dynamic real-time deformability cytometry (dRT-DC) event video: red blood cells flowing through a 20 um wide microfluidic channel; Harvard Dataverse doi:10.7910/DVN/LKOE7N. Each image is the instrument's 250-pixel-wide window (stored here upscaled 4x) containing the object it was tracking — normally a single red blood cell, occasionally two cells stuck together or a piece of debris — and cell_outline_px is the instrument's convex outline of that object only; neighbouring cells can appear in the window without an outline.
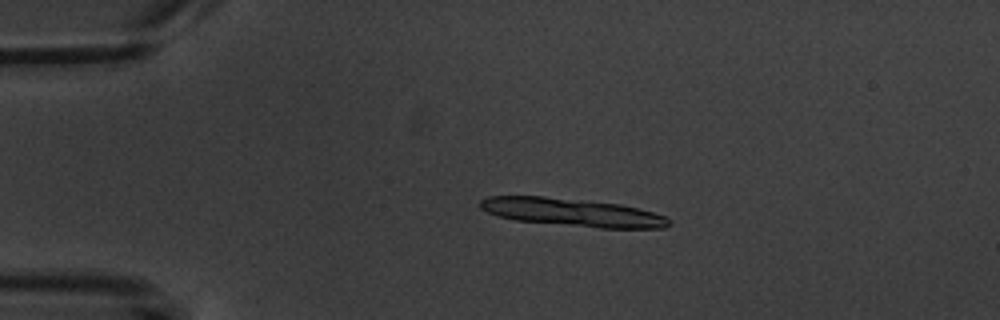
{"species": "common noctule bat (a hibernating species)", "species_latin": "Nyctalus noctula", "temperature_condition": "warm", "stored_images_in_passage": 8, "camera_frame_rate_fps": 3000, "um_per_image_px": 0.085, "animal": {"sex": "male", "body_mass_g": 20.1, "forearm_length_mm": 53.5}, "frame": {"image": 1, "passage_image": 2, "time_ms": 1.333, "image_size_px": [1000, 320], "cell_outline_px": [[672, 224], [664, 228], [600, 228], [516, 220], [500, 216], [488, 212], [480, 208], [480, 200], [488, 196], [544, 196], [620, 204], [668, 216], [672, 220]], "centroid_in_image_um": [48.7, 18.05], "position_along_channel_um": 36.3, "area_um2": 30.63}}
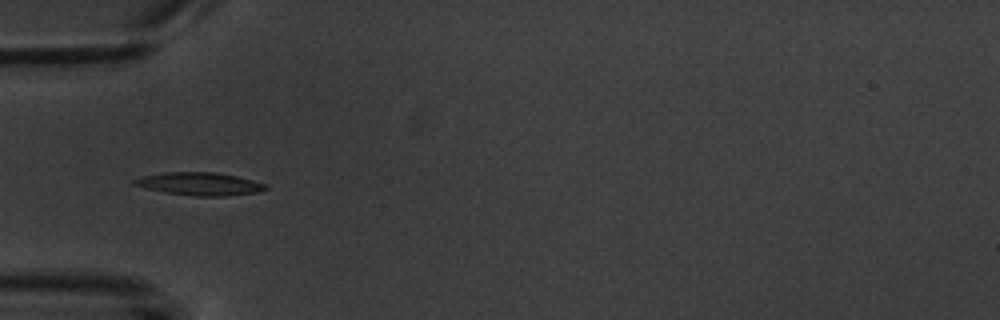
{"frame": {"image": 2, "passage_image": 4, "time_ms": 3.667, "image_size_px": [1000, 320], "cell_outline_px": [[268, 188], [256, 192], [224, 196], [192, 196], [164, 192], [132, 184], [132, 180], [144, 176], [164, 172], [216, 172], [236, 176], [268, 184]], "centroid_in_image_um": [16.98, 15.62], "position_along_channel_um": 68.0, "area_um2": 17.4}}
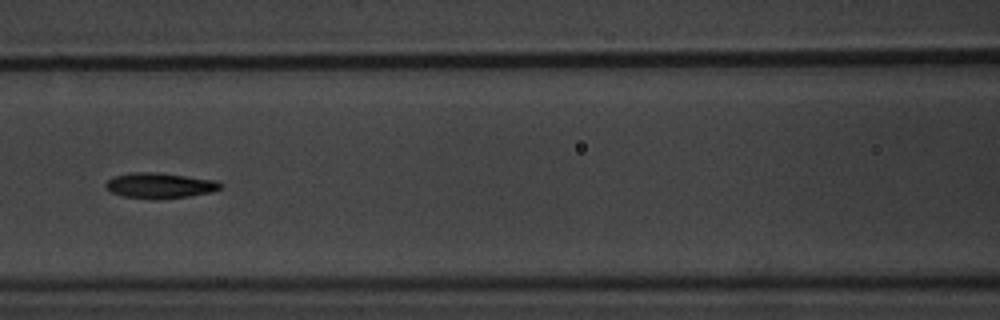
{"frame": {"image": 3, "passage_image": 6, "time_ms": 6.0, "image_size_px": [1000, 320], "cell_outline_px": [[224, 184], [220, 188], [212, 192], [188, 196], [124, 196], [112, 192], [104, 188], [104, 184], [112, 176], [132, 172], [156, 172], [216, 180]], "centroid_in_image_um": [13.58, 15.71], "position_along_channel_um": 153.0, "area_um2": 16.24}}